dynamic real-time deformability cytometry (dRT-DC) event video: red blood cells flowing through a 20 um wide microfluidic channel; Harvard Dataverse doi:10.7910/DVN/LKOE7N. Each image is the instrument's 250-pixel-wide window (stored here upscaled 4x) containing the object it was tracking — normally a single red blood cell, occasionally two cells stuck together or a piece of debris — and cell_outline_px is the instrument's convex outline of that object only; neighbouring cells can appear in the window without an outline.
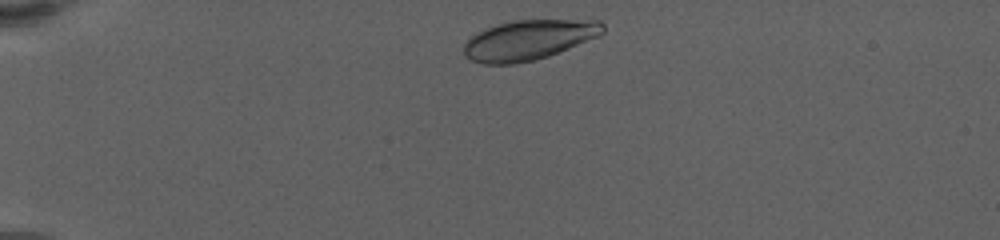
{"species": "human", "species_latin": "Homo sapiens", "temperature_condition": "warm", "stored_images_in_passage": 20, "camera_frame_rate_fps": 3000, "um_per_image_px": 0.085, "donor": {"sex": "female"}, "frame": {"image": 1, "passage_image": 2, "time_ms": 0.333, "image_size_px": [1000, 240], "cell_outline_px": [[604, 32], [600, 36], [548, 56], [516, 64], [480, 64], [464, 56], [464, 44], [476, 32], [484, 28], [496, 24], [512, 20], [600, 20], [604, 24]], "centroid_in_image_um": [44.93, 3.39], "position_along_channel_um": 40.1, "area_um2": 32.54}}
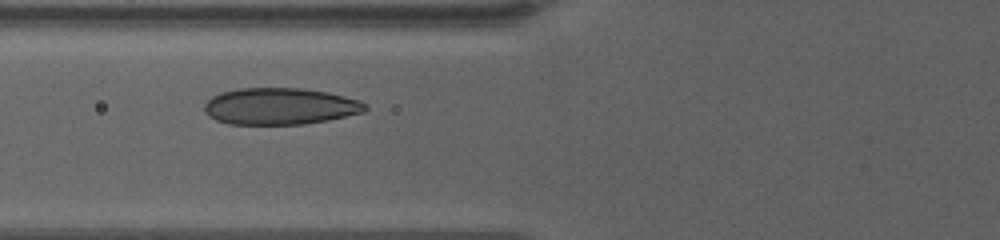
{"frame": {"image": 2, "passage_image": 11, "time_ms": 4.0, "image_size_px": [1000, 240], "cell_outline_px": [[368, 108], [364, 112], [328, 120], [304, 124], [228, 124], [216, 120], [208, 116], [204, 112], [204, 104], [212, 96], [220, 92], [240, 88], [300, 88], [328, 92], [360, 100]], "centroid_in_image_um": [23.78, 9.03], "position_along_channel_um": 102.0, "area_um2": 34.51}}
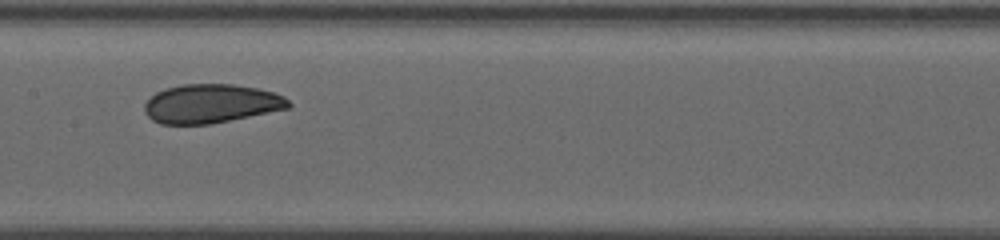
{"frame": {"image": 3, "passage_image": 18, "time_ms": 6.667, "image_size_px": [1000, 240], "cell_outline_px": [[292, 104], [288, 108], [208, 124], [160, 124], [152, 120], [144, 112], [144, 104], [156, 92], [164, 88], [184, 84], [232, 84], [256, 88], [272, 92], [284, 96]], "centroid_in_image_um": [17.9, 8.8], "position_along_channel_um": 189.5, "area_um2": 32.37}}